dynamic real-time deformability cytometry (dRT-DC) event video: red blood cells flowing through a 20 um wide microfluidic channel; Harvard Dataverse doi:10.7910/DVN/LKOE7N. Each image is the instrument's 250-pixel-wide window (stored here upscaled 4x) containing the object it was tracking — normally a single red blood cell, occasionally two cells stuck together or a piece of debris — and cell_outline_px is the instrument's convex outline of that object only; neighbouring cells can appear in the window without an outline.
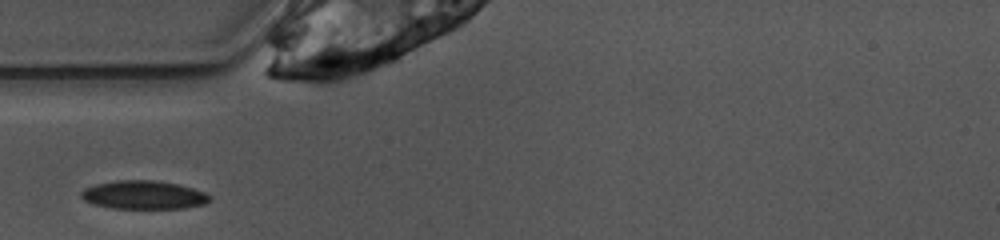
{"species": "common noctule bat (a hibernating species)", "species_latin": "Nyctalus noctula", "temperature_condition": "warm", "stored_images_in_passage": 23, "camera_frame_rate_fps": 3000, "um_per_image_px": 0.085, "animal": {"sex": "female", "body_mass_g": 10.0, "forearm_length_mm": 53.1}, "frame": {"image": 1, "passage_image": 1, "time_ms": 0.0, "image_size_px": [1000, 240], "cell_outline_px": [[212, 196], [204, 204], [184, 208], [112, 208], [92, 204], [84, 200], [80, 196], [80, 192], [84, 188], [96, 184], [116, 180], [152, 180], [176, 184], [192, 188], [204, 192]], "centroid_in_image_um": [12.16, 16.57], "position_along_channel_um": 72.8, "area_um2": 21.21}}
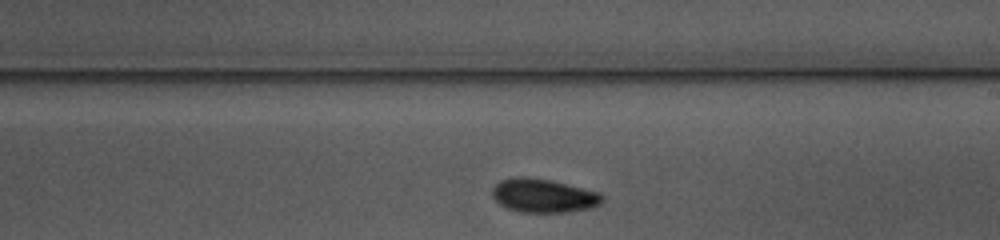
{"frame": {"image": 2, "passage_image": 14, "time_ms": 4.333, "image_size_px": [1000, 240], "cell_outline_px": [[604, 200], [600, 204], [592, 208], [568, 212], [520, 212], [508, 208], [500, 204], [492, 196], [492, 188], [500, 180], [512, 176], [520, 176], [548, 180], [600, 192], [604, 196]], "centroid_in_image_um": [46.2, 16.63], "position_along_channel_um": 242.8, "area_um2": 21.62}}
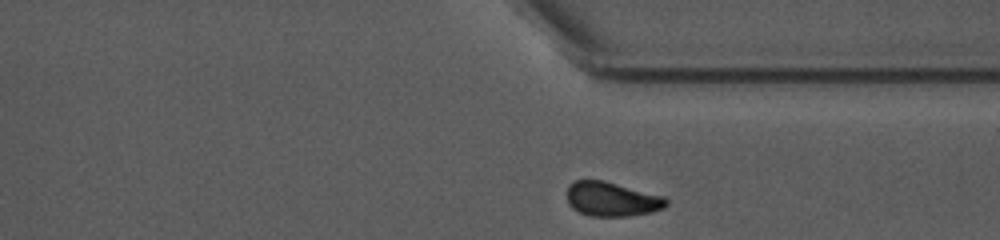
{"frame": {"image": 3, "passage_image": 23, "time_ms": 7.333, "image_size_px": [1000, 240], "cell_outline_px": [[668, 204], [664, 208], [652, 212], [628, 216], [592, 216], [580, 212], [572, 208], [568, 204], [564, 192], [568, 184], [576, 180], [604, 180], [664, 196], [668, 200]], "centroid_in_image_um": [51.97, 16.91], "position_along_channel_um": 359.4, "area_um2": 20.23}}